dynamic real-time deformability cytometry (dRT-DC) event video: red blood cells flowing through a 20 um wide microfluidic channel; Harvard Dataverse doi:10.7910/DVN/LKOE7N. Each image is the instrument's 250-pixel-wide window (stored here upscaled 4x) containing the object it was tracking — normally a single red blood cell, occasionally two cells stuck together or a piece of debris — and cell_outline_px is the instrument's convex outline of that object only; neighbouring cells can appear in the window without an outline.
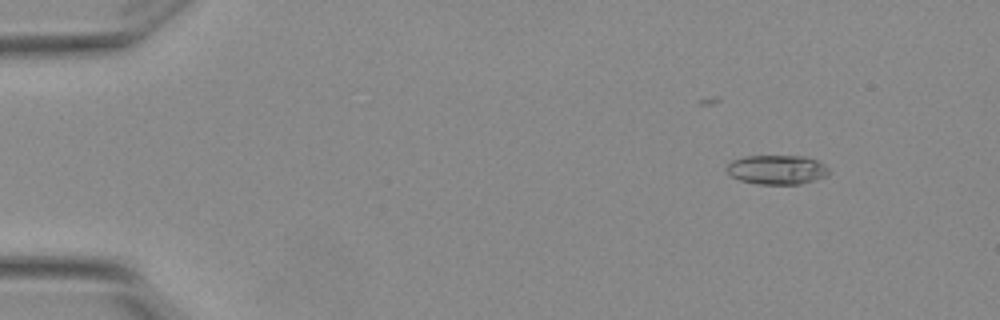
{"species": "Egyptian fruit bat (a non-hibernating species)", "species_latin": "Rousettus aegyptiacus", "temperature_condition": "warm", "stored_images_in_passage": 6, "camera_frame_rate_fps": 3000, "um_per_image_px": 0.085, "animal": {"sex": "female"}, "frame": {"image": 1, "passage_image": 3, "time_ms": 0.667, "image_size_px": [1000, 320], "cell_outline_px": [[828, 176], [800, 184], [756, 184], [740, 180], [732, 176], [728, 172], [728, 164], [732, 160], [748, 156], [804, 156], [816, 160], [824, 164], [828, 168]], "centroid_in_image_um": [66.06, 14.43], "position_along_channel_um": 18.9, "area_um2": 17.34}}
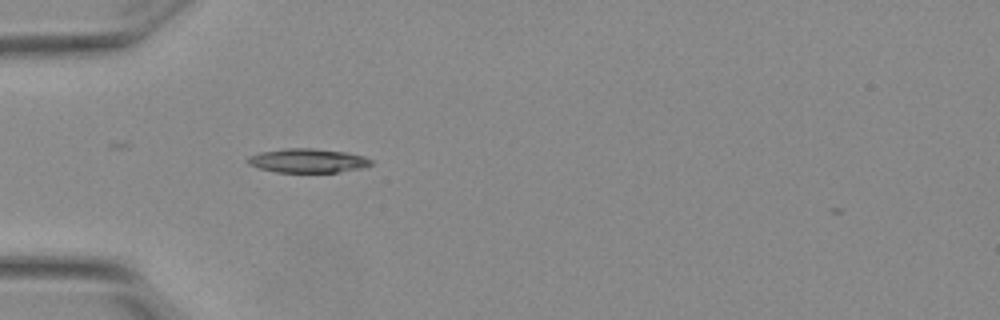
{"frame": {"image": 2, "passage_image": 6, "time_ms": 1.667, "image_size_px": [1000, 320], "cell_outline_px": [[372, 164], [360, 168], [336, 172], [276, 172], [260, 168], [248, 164], [248, 156], [260, 152], [284, 148], [312, 148], [348, 152], [364, 156], [372, 160]], "centroid_in_image_um": [26.15, 13.64], "position_along_channel_um": 58.8, "area_um2": 17.22}}